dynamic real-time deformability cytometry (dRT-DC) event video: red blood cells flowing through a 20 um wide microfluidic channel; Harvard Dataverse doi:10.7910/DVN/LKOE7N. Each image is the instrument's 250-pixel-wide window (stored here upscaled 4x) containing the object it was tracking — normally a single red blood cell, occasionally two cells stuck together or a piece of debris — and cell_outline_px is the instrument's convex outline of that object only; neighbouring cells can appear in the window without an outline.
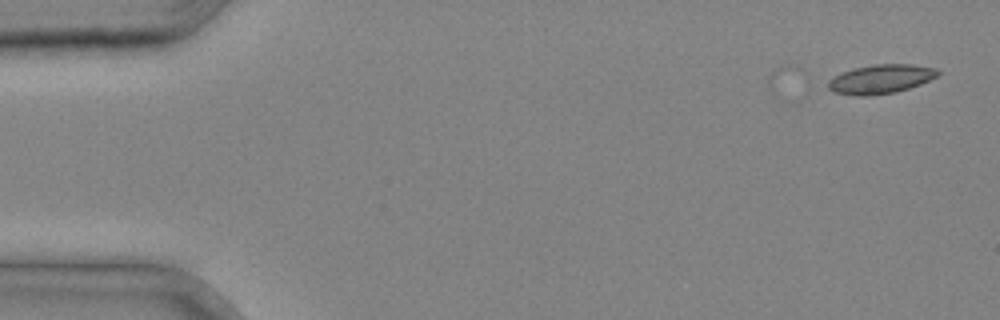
{"species": "common noctule bat (a hibernating species)", "species_latin": "Nyctalus noctula", "temperature_condition": "cold", "stored_images_in_passage": 2, "camera_frame_rate_fps": 3000, "um_per_image_px": 0.085, "animal": {"sex": "male", "body_mass_g": 20.4}, "frame": {"image": 1, "passage_image": 2, "time_ms": 0.333, "image_size_px": [1000, 320], "cell_outline_px": [[940, 72], [936, 76], [920, 84], [896, 92], [868, 96], [856, 96], [832, 92], [820, 84], [824, 80], [832, 76], [852, 68], [872, 64], [912, 64], [936, 68]], "centroid_in_image_um": [74.7, 6.72], "position_along_channel_um": 10.3, "area_um2": 19.13}}